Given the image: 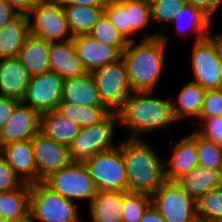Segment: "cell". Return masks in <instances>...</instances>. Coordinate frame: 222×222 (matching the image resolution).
I'll list each match as a JSON object with an SVG mask.
<instances>
[{"mask_svg":"<svg viewBox=\"0 0 222 222\" xmlns=\"http://www.w3.org/2000/svg\"><path fill=\"white\" fill-rule=\"evenodd\" d=\"M167 38L157 32L145 35L140 43L128 42L123 59L133 92H153L163 72Z\"/></svg>","mask_w":222,"mask_h":222,"instance_id":"1","label":"cell"},{"mask_svg":"<svg viewBox=\"0 0 222 222\" xmlns=\"http://www.w3.org/2000/svg\"><path fill=\"white\" fill-rule=\"evenodd\" d=\"M152 95V92H132L117 111L118 124L131 133L126 138L141 139L144 132L159 131L177 122L172 101Z\"/></svg>","mask_w":222,"mask_h":222,"instance_id":"2","label":"cell"},{"mask_svg":"<svg viewBox=\"0 0 222 222\" xmlns=\"http://www.w3.org/2000/svg\"><path fill=\"white\" fill-rule=\"evenodd\" d=\"M143 139H123L120 151L127 172L128 192L152 195L166 181L165 162Z\"/></svg>","mask_w":222,"mask_h":222,"instance_id":"3","label":"cell"},{"mask_svg":"<svg viewBox=\"0 0 222 222\" xmlns=\"http://www.w3.org/2000/svg\"><path fill=\"white\" fill-rule=\"evenodd\" d=\"M76 204L43 182L29 184V219L32 222H83Z\"/></svg>","mask_w":222,"mask_h":222,"instance_id":"4","label":"cell"},{"mask_svg":"<svg viewBox=\"0 0 222 222\" xmlns=\"http://www.w3.org/2000/svg\"><path fill=\"white\" fill-rule=\"evenodd\" d=\"M117 112H110L99 123L80 128L79 134L68 145L71 162L85 163L97 153L114 149L113 136Z\"/></svg>","mask_w":222,"mask_h":222,"instance_id":"5","label":"cell"},{"mask_svg":"<svg viewBox=\"0 0 222 222\" xmlns=\"http://www.w3.org/2000/svg\"><path fill=\"white\" fill-rule=\"evenodd\" d=\"M97 191L128 192V178L120 142L114 149L100 152L84 163Z\"/></svg>","mask_w":222,"mask_h":222,"instance_id":"6","label":"cell"},{"mask_svg":"<svg viewBox=\"0 0 222 222\" xmlns=\"http://www.w3.org/2000/svg\"><path fill=\"white\" fill-rule=\"evenodd\" d=\"M102 105L109 112H117L133 92L122 58L91 72Z\"/></svg>","mask_w":222,"mask_h":222,"instance_id":"7","label":"cell"},{"mask_svg":"<svg viewBox=\"0 0 222 222\" xmlns=\"http://www.w3.org/2000/svg\"><path fill=\"white\" fill-rule=\"evenodd\" d=\"M28 18L31 35L50 43L72 40L64 8L57 0H41Z\"/></svg>","mask_w":222,"mask_h":222,"instance_id":"8","label":"cell"},{"mask_svg":"<svg viewBox=\"0 0 222 222\" xmlns=\"http://www.w3.org/2000/svg\"><path fill=\"white\" fill-rule=\"evenodd\" d=\"M43 183L52 191L68 200H88L98 192L89 170L84 163L71 162L59 171L52 173Z\"/></svg>","mask_w":222,"mask_h":222,"instance_id":"9","label":"cell"},{"mask_svg":"<svg viewBox=\"0 0 222 222\" xmlns=\"http://www.w3.org/2000/svg\"><path fill=\"white\" fill-rule=\"evenodd\" d=\"M191 69L195 82L205 90L222 88V59L215 40L207 38L193 43Z\"/></svg>","mask_w":222,"mask_h":222,"instance_id":"10","label":"cell"},{"mask_svg":"<svg viewBox=\"0 0 222 222\" xmlns=\"http://www.w3.org/2000/svg\"><path fill=\"white\" fill-rule=\"evenodd\" d=\"M151 204L166 222H192L196 201L176 181L166 180L151 195Z\"/></svg>","mask_w":222,"mask_h":222,"instance_id":"11","label":"cell"},{"mask_svg":"<svg viewBox=\"0 0 222 222\" xmlns=\"http://www.w3.org/2000/svg\"><path fill=\"white\" fill-rule=\"evenodd\" d=\"M64 79L55 72L30 76L22 102L40 115L57 109L61 102Z\"/></svg>","mask_w":222,"mask_h":222,"instance_id":"12","label":"cell"},{"mask_svg":"<svg viewBox=\"0 0 222 222\" xmlns=\"http://www.w3.org/2000/svg\"><path fill=\"white\" fill-rule=\"evenodd\" d=\"M37 183L71 163L68 146L57 143L40 131L31 138Z\"/></svg>","mask_w":222,"mask_h":222,"instance_id":"13","label":"cell"},{"mask_svg":"<svg viewBox=\"0 0 222 222\" xmlns=\"http://www.w3.org/2000/svg\"><path fill=\"white\" fill-rule=\"evenodd\" d=\"M40 114L20 101L10 118L0 129V147L17 141L31 139L40 130Z\"/></svg>","mask_w":222,"mask_h":222,"instance_id":"14","label":"cell"},{"mask_svg":"<svg viewBox=\"0 0 222 222\" xmlns=\"http://www.w3.org/2000/svg\"><path fill=\"white\" fill-rule=\"evenodd\" d=\"M72 43L85 70L92 72L121 58V52L115 47L100 42L90 35L72 37Z\"/></svg>","mask_w":222,"mask_h":222,"instance_id":"15","label":"cell"},{"mask_svg":"<svg viewBox=\"0 0 222 222\" xmlns=\"http://www.w3.org/2000/svg\"><path fill=\"white\" fill-rule=\"evenodd\" d=\"M0 155L13 168L15 174L23 183H37V171L31 139L1 146Z\"/></svg>","mask_w":222,"mask_h":222,"instance_id":"16","label":"cell"},{"mask_svg":"<svg viewBox=\"0 0 222 222\" xmlns=\"http://www.w3.org/2000/svg\"><path fill=\"white\" fill-rule=\"evenodd\" d=\"M168 161L164 163L165 178L168 181H176L198 165L196 130L175 142L172 146L171 158Z\"/></svg>","mask_w":222,"mask_h":222,"instance_id":"17","label":"cell"},{"mask_svg":"<svg viewBox=\"0 0 222 222\" xmlns=\"http://www.w3.org/2000/svg\"><path fill=\"white\" fill-rule=\"evenodd\" d=\"M48 59L50 70L63 79L87 73L77 55L72 40L50 43Z\"/></svg>","mask_w":222,"mask_h":222,"instance_id":"18","label":"cell"},{"mask_svg":"<svg viewBox=\"0 0 222 222\" xmlns=\"http://www.w3.org/2000/svg\"><path fill=\"white\" fill-rule=\"evenodd\" d=\"M30 75L18 57L0 60V95L22 101Z\"/></svg>","mask_w":222,"mask_h":222,"instance_id":"19","label":"cell"},{"mask_svg":"<svg viewBox=\"0 0 222 222\" xmlns=\"http://www.w3.org/2000/svg\"><path fill=\"white\" fill-rule=\"evenodd\" d=\"M195 201L207 192L222 186V169L197 165L176 180Z\"/></svg>","mask_w":222,"mask_h":222,"instance_id":"20","label":"cell"},{"mask_svg":"<svg viewBox=\"0 0 222 222\" xmlns=\"http://www.w3.org/2000/svg\"><path fill=\"white\" fill-rule=\"evenodd\" d=\"M29 35L28 15L16 13L0 29V60L18 57Z\"/></svg>","mask_w":222,"mask_h":222,"instance_id":"21","label":"cell"},{"mask_svg":"<svg viewBox=\"0 0 222 222\" xmlns=\"http://www.w3.org/2000/svg\"><path fill=\"white\" fill-rule=\"evenodd\" d=\"M61 102L79 106H103L90 72L64 79Z\"/></svg>","mask_w":222,"mask_h":222,"instance_id":"22","label":"cell"},{"mask_svg":"<svg viewBox=\"0 0 222 222\" xmlns=\"http://www.w3.org/2000/svg\"><path fill=\"white\" fill-rule=\"evenodd\" d=\"M50 42L39 37L29 35L20 49L18 58L27 69L30 76L50 72L48 59Z\"/></svg>","mask_w":222,"mask_h":222,"instance_id":"23","label":"cell"},{"mask_svg":"<svg viewBox=\"0 0 222 222\" xmlns=\"http://www.w3.org/2000/svg\"><path fill=\"white\" fill-rule=\"evenodd\" d=\"M185 20L189 21V25L186 24ZM211 21L212 18L203 10L186 3L178 14L174 16V19L170 24H173L174 27H176L178 34L185 37L187 36L186 33H188V27H190L189 30L194 33V42H196L210 36ZM183 23H185L187 26H183Z\"/></svg>","mask_w":222,"mask_h":222,"instance_id":"24","label":"cell"},{"mask_svg":"<svg viewBox=\"0 0 222 222\" xmlns=\"http://www.w3.org/2000/svg\"><path fill=\"white\" fill-rule=\"evenodd\" d=\"M39 131L57 143L68 146L79 134L80 126L53 110L41 114Z\"/></svg>","mask_w":222,"mask_h":222,"instance_id":"25","label":"cell"},{"mask_svg":"<svg viewBox=\"0 0 222 222\" xmlns=\"http://www.w3.org/2000/svg\"><path fill=\"white\" fill-rule=\"evenodd\" d=\"M0 214L6 222H25L29 220V184L0 192Z\"/></svg>","mask_w":222,"mask_h":222,"instance_id":"26","label":"cell"},{"mask_svg":"<svg viewBox=\"0 0 222 222\" xmlns=\"http://www.w3.org/2000/svg\"><path fill=\"white\" fill-rule=\"evenodd\" d=\"M66 15L67 26L72 37L87 35L104 13L105 6H82L61 4Z\"/></svg>","mask_w":222,"mask_h":222,"instance_id":"27","label":"cell"},{"mask_svg":"<svg viewBox=\"0 0 222 222\" xmlns=\"http://www.w3.org/2000/svg\"><path fill=\"white\" fill-rule=\"evenodd\" d=\"M206 90L195 82L185 84L179 94L177 100L172 101L173 114L177 122L182 119L188 120L191 117L199 119L203 107V101Z\"/></svg>","mask_w":222,"mask_h":222,"instance_id":"28","label":"cell"},{"mask_svg":"<svg viewBox=\"0 0 222 222\" xmlns=\"http://www.w3.org/2000/svg\"><path fill=\"white\" fill-rule=\"evenodd\" d=\"M125 193L98 191L89 203V222H122V196Z\"/></svg>","mask_w":222,"mask_h":222,"instance_id":"29","label":"cell"},{"mask_svg":"<svg viewBox=\"0 0 222 222\" xmlns=\"http://www.w3.org/2000/svg\"><path fill=\"white\" fill-rule=\"evenodd\" d=\"M56 111L77 123L80 128L95 125L110 113L104 106H79L67 102H60Z\"/></svg>","mask_w":222,"mask_h":222,"instance_id":"30","label":"cell"},{"mask_svg":"<svg viewBox=\"0 0 222 222\" xmlns=\"http://www.w3.org/2000/svg\"><path fill=\"white\" fill-rule=\"evenodd\" d=\"M151 205V195L126 192L122 196V222H138Z\"/></svg>","mask_w":222,"mask_h":222,"instance_id":"31","label":"cell"},{"mask_svg":"<svg viewBox=\"0 0 222 222\" xmlns=\"http://www.w3.org/2000/svg\"><path fill=\"white\" fill-rule=\"evenodd\" d=\"M196 216L213 222H222V186L196 200Z\"/></svg>","mask_w":222,"mask_h":222,"instance_id":"32","label":"cell"},{"mask_svg":"<svg viewBox=\"0 0 222 222\" xmlns=\"http://www.w3.org/2000/svg\"><path fill=\"white\" fill-rule=\"evenodd\" d=\"M88 35L100 42L115 46L121 53L128 45V42L112 25V23L109 21L108 17L104 13L94 24L92 30Z\"/></svg>","mask_w":222,"mask_h":222,"instance_id":"33","label":"cell"},{"mask_svg":"<svg viewBox=\"0 0 222 222\" xmlns=\"http://www.w3.org/2000/svg\"><path fill=\"white\" fill-rule=\"evenodd\" d=\"M198 165L222 169V147L196 131Z\"/></svg>","mask_w":222,"mask_h":222,"instance_id":"34","label":"cell"},{"mask_svg":"<svg viewBox=\"0 0 222 222\" xmlns=\"http://www.w3.org/2000/svg\"><path fill=\"white\" fill-rule=\"evenodd\" d=\"M126 10L130 24V42L135 41L131 38L143 28H147L151 21V6L143 0H126Z\"/></svg>","mask_w":222,"mask_h":222,"instance_id":"35","label":"cell"},{"mask_svg":"<svg viewBox=\"0 0 222 222\" xmlns=\"http://www.w3.org/2000/svg\"><path fill=\"white\" fill-rule=\"evenodd\" d=\"M104 14L123 38L130 42V24L126 0H108L104 7Z\"/></svg>","mask_w":222,"mask_h":222,"instance_id":"36","label":"cell"},{"mask_svg":"<svg viewBox=\"0 0 222 222\" xmlns=\"http://www.w3.org/2000/svg\"><path fill=\"white\" fill-rule=\"evenodd\" d=\"M186 4L185 0H157L151 6V22L170 24Z\"/></svg>","mask_w":222,"mask_h":222,"instance_id":"37","label":"cell"},{"mask_svg":"<svg viewBox=\"0 0 222 222\" xmlns=\"http://www.w3.org/2000/svg\"><path fill=\"white\" fill-rule=\"evenodd\" d=\"M222 116V88L206 90L199 121Z\"/></svg>","mask_w":222,"mask_h":222,"instance_id":"38","label":"cell"},{"mask_svg":"<svg viewBox=\"0 0 222 222\" xmlns=\"http://www.w3.org/2000/svg\"><path fill=\"white\" fill-rule=\"evenodd\" d=\"M199 125V134L222 147V116L204 119Z\"/></svg>","mask_w":222,"mask_h":222,"instance_id":"39","label":"cell"},{"mask_svg":"<svg viewBox=\"0 0 222 222\" xmlns=\"http://www.w3.org/2000/svg\"><path fill=\"white\" fill-rule=\"evenodd\" d=\"M23 181L15 174L13 168L0 155V192L19 188Z\"/></svg>","mask_w":222,"mask_h":222,"instance_id":"40","label":"cell"},{"mask_svg":"<svg viewBox=\"0 0 222 222\" xmlns=\"http://www.w3.org/2000/svg\"><path fill=\"white\" fill-rule=\"evenodd\" d=\"M19 102L17 99L0 95V129L10 118L15 106Z\"/></svg>","mask_w":222,"mask_h":222,"instance_id":"41","label":"cell"},{"mask_svg":"<svg viewBox=\"0 0 222 222\" xmlns=\"http://www.w3.org/2000/svg\"><path fill=\"white\" fill-rule=\"evenodd\" d=\"M185 2L203 10L211 18L213 12L222 5V0H185Z\"/></svg>","mask_w":222,"mask_h":222,"instance_id":"42","label":"cell"},{"mask_svg":"<svg viewBox=\"0 0 222 222\" xmlns=\"http://www.w3.org/2000/svg\"><path fill=\"white\" fill-rule=\"evenodd\" d=\"M16 13L28 15L41 0H5Z\"/></svg>","mask_w":222,"mask_h":222,"instance_id":"43","label":"cell"},{"mask_svg":"<svg viewBox=\"0 0 222 222\" xmlns=\"http://www.w3.org/2000/svg\"><path fill=\"white\" fill-rule=\"evenodd\" d=\"M16 12L5 1L0 0V29L14 16Z\"/></svg>","mask_w":222,"mask_h":222,"instance_id":"44","label":"cell"},{"mask_svg":"<svg viewBox=\"0 0 222 222\" xmlns=\"http://www.w3.org/2000/svg\"><path fill=\"white\" fill-rule=\"evenodd\" d=\"M138 222H166V221L155 209V207L151 204L143 213L141 219Z\"/></svg>","mask_w":222,"mask_h":222,"instance_id":"45","label":"cell"},{"mask_svg":"<svg viewBox=\"0 0 222 222\" xmlns=\"http://www.w3.org/2000/svg\"><path fill=\"white\" fill-rule=\"evenodd\" d=\"M60 4H75L82 6H105L108 0H57Z\"/></svg>","mask_w":222,"mask_h":222,"instance_id":"46","label":"cell"},{"mask_svg":"<svg viewBox=\"0 0 222 222\" xmlns=\"http://www.w3.org/2000/svg\"><path fill=\"white\" fill-rule=\"evenodd\" d=\"M210 36L215 40V42L217 43L218 46V50L222 59V32L220 34H215L213 35L212 33L210 34Z\"/></svg>","mask_w":222,"mask_h":222,"instance_id":"47","label":"cell"},{"mask_svg":"<svg viewBox=\"0 0 222 222\" xmlns=\"http://www.w3.org/2000/svg\"><path fill=\"white\" fill-rule=\"evenodd\" d=\"M192 222H213V221H210V220H207V219H204V218H201L199 216H196Z\"/></svg>","mask_w":222,"mask_h":222,"instance_id":"48","label":"cell"},{"mask_svg":"<svg viewBox=\"0 0 222 222\" xmlns=\"http://www.w3.org/2000/svg\"><path fill=\"white\" fill-rule=\"evenodd\" d=\"M143 1H145L146 3H148V4H152L153 2H155V1H157V0H143Z\"/></svg>","mask_w":222,"mask_h":222,"instance_id":"49","label":"cell"},{"mask_svg":"<svg viewBox=\"0 0 222 222\" xmlns=\"http://www.w3.org/2000/svg\"><path fill=\"white\" fill-rule=\"evenodd\" d=\"M0 222H6V221L3 219V217H2L1 214H0Z\"/></svg>","mask_w":222,"mask_h":222,"instance_id":"50","label":"cell"}]
</instances>
